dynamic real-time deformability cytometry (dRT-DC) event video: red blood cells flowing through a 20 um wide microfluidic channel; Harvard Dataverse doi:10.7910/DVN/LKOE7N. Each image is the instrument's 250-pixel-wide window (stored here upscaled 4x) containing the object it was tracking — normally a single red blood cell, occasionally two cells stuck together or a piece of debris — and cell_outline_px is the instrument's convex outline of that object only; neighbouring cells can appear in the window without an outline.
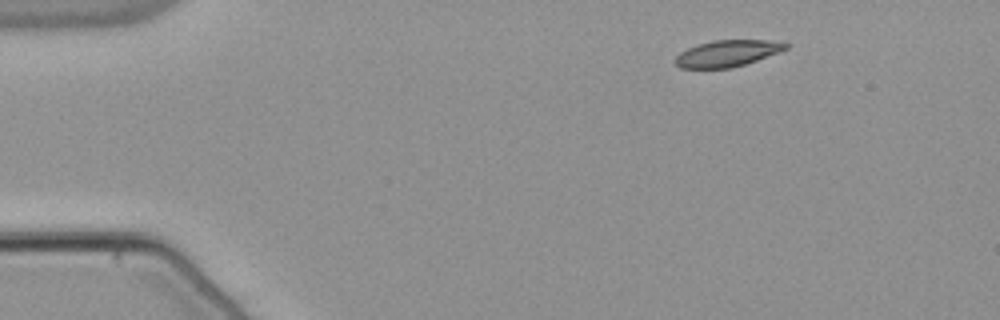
{"species": "common noctule bat (a hibernating species)", "species_latin": "Nyctalus noctula", "temperature_condition": "warm", "stored_images_in_passage": 47, "camera_frame_rate_fps": 3000, "um_per_image_px": 0.085, "animal": {"sex": "male", "body_mass_g": 21.5, "forearm_length_mm": 52.0}, "frame": {"image": 1, "passage_image": 1, "time_ms": 0.0, "image_size_px": [1000, 320], "cell_outline_px": [[792, 44], [788, 48], [756, 60], [732, 68], [680, 68], [672, 60], [680, 52], [696, 44], [712, 40], [768, 40]], "centroid_in_image_um": [61.78, 4.53], "position_along_channel_um": 23.2, "area_um2": 17.05}}
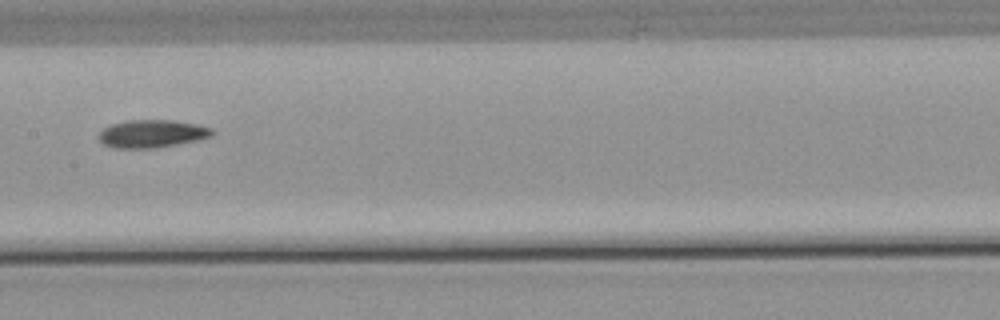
{"frame": {"image": 2, "passage_image": 21, "time_ms": 6.667, "image_size_px": [1000, 320], "cell_outline_px": [[212, 136], [200, 140], [156, 148], [112, 148], [104, 144], [100, 140], [100, 132], [104, 128], [112, 124], [128, 120], [172, 120], [196, 124], [212, 128]], "centroid_in_image_um": [12.94, 11.37], "position_along_channel_um": 194.5, "area_um2": 18.32}}
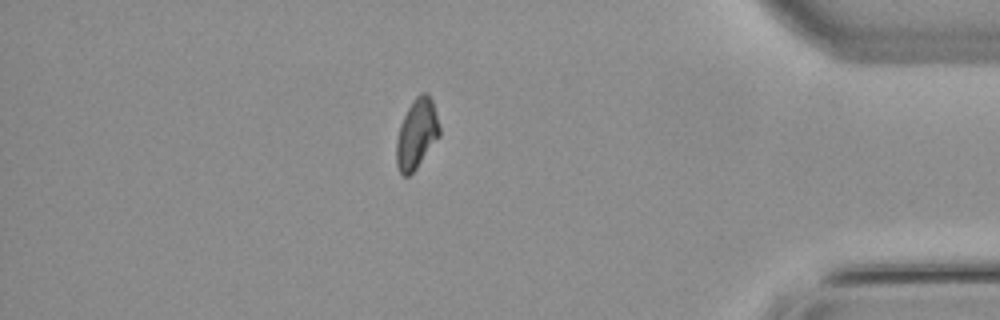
{"frame": {"image": 3, "passage_image": 40, "time_ms": 13.0, "image_size_px": [1000, 320], "cell_outline_px": [[440, 136], [416, 168], [408, 176], [404, 176], [400, 172], [396, 164], [396, 140], [400, 124], [412, 100], [420, 92], [428, 92], [432, 100], [440, 128]], "centroid_in_image_um": [35.41, 11.35], "position_along_channel_um": 399.8, "area_um2": 17.51}}